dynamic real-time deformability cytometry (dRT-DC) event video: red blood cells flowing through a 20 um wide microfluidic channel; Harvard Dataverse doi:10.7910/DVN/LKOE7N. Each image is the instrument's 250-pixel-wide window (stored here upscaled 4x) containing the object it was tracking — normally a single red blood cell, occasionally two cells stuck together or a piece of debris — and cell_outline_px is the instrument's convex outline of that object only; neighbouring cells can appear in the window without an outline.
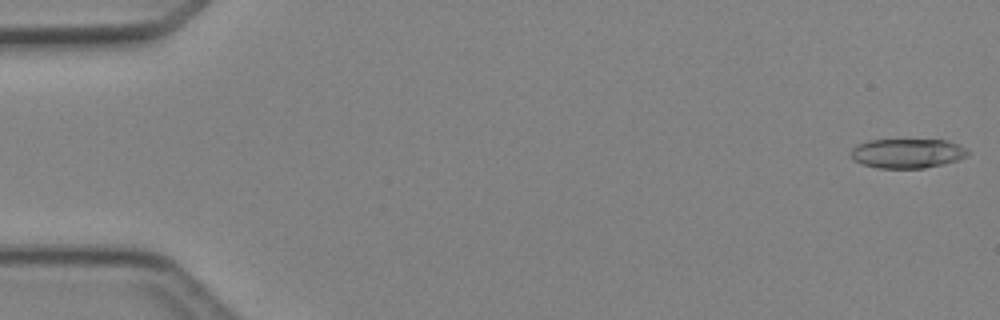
{"species": "Egyptian fruit bat (a non-hibernating species)", "species_latin": "Rousettus aegyptiacus", "temperature_condition": "cold", "stored_images_in_passage": 5, "camera_frame_rate_fps": 3000, "um_per_image_px": 0.085, "animal": {"sex": "female"}, "frame": {"image": 1, "passage_image": 1, "time_ms": 0.0, "image_size_px": [1000, 320], "cell_outline_px": [[968, 156], [944, 164], [924, 168], [876, 168], [864, 164], [856, 160], [852, 156], [852, 148], [868, 140], [948, 140], [964, 148], [968, 152]], "centroid_in_image_um": [77.14, 13.04], "position_along_channel_um": 7.9, "area_um2": 19.77}}
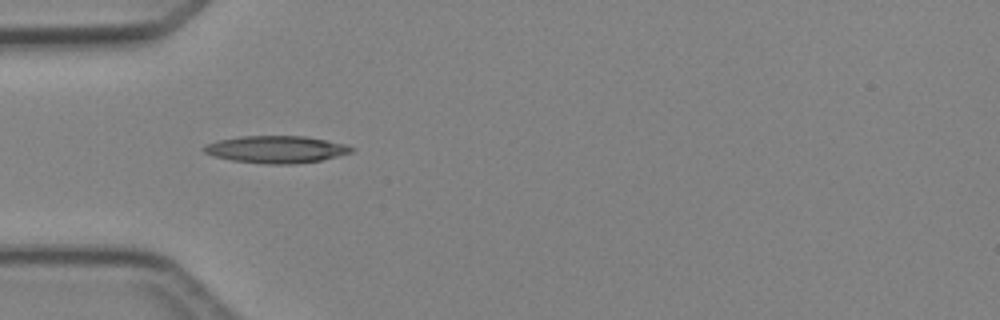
{"frame": {"image": 2, "passage_image": 5, "time_ms": 4.667, "image_size_px": [1000, 320], "cell_outline_px": [[356, 148], [352, 152], [320, 160], [296, 164], [268, 164], [232, 160], [212, 156], [204, 152], [204, 148], [208, 144], [220, 140], [240, 136], [304, 136], [348, 144]], "centroid_in_image_um": [23.52, 12.7], "position_along_channel_um": 61.5, "area_um2": 23.24}}